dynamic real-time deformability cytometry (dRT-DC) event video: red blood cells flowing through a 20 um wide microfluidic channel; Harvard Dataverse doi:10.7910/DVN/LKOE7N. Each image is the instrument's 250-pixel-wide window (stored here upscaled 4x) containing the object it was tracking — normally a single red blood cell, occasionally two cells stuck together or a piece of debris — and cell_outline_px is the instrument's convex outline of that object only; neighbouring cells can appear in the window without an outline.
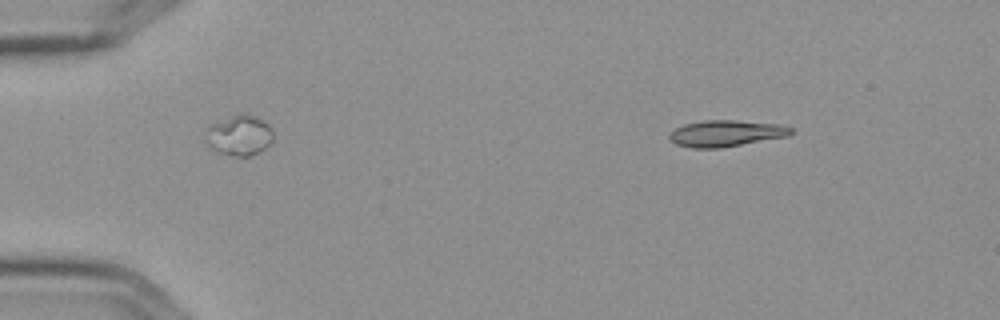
{"species": "Egyptian fruit bat (a non-hibernating species)", "species_latin": "Rousettus aegyptiacus", "temperature_condition": "cold", "stored_images_in_passage": 9, "camera_frame_rate_fps": 3000, "um_per_image_px": 0.085, "frame": {"image": 1, "passage_image": 1, "time_ms": 0.0, "image_size_px": [1000, 320], "cell_outline_px": [[796, 128], [788, 136], [720, 148], [692, 148], [676, 144], [668, 140], [668, 136], [676, 128], [684, 124], [704, 120], [732, 120], [780, 124]], "centroid_in_image_um": [61.72, 11.33], "position_along_channel_um": 23.3, "area_um2": 18.73}}
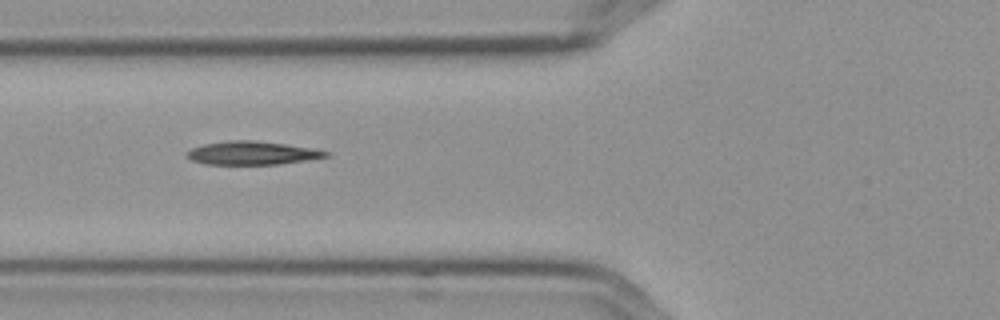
{"frame": {"image": 2, "passage_image": 5, "time_ms": 1.333, "image_size_px": [1000, 320], "cell_outline_px": [[332, 152], [328, 156], [308, 160], [276, 164], [204, 164], [192, 160], [184, 152], [192, 148], [204, 144], [228, 140], [256, 140], [312, 148]], "centroid_in_image_um": [21.43, 13.0], "position_along_channel_um": 104.4, "area_um2": 18.9}}
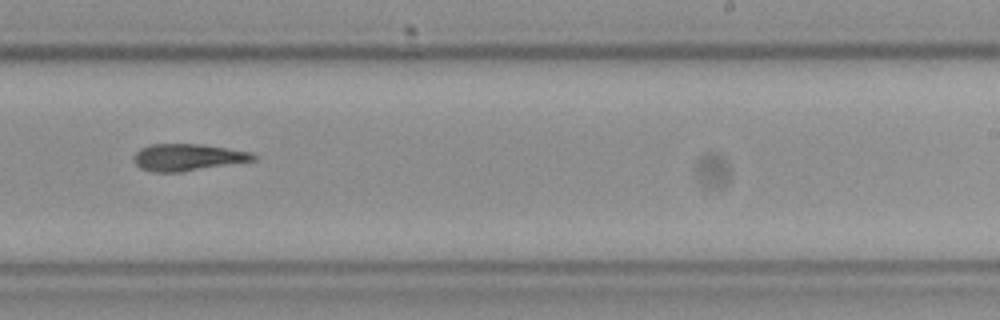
{"frame": {"image": 3, "passage_image": 9, "time_ms": 2.667, "image_size_px": [1000, 320], "cell_outline_px": [[256, 160], [180, 172], [152, 172], [140, 168], [132, 160], [132, 156], [140, 148], [148, 144], [200, 144], [252, 152], [256, 156]], "centroid_in_image_um": [15.9, 13.37], "position_along_channel_um": 273.1, "area_um2": 18.79}}